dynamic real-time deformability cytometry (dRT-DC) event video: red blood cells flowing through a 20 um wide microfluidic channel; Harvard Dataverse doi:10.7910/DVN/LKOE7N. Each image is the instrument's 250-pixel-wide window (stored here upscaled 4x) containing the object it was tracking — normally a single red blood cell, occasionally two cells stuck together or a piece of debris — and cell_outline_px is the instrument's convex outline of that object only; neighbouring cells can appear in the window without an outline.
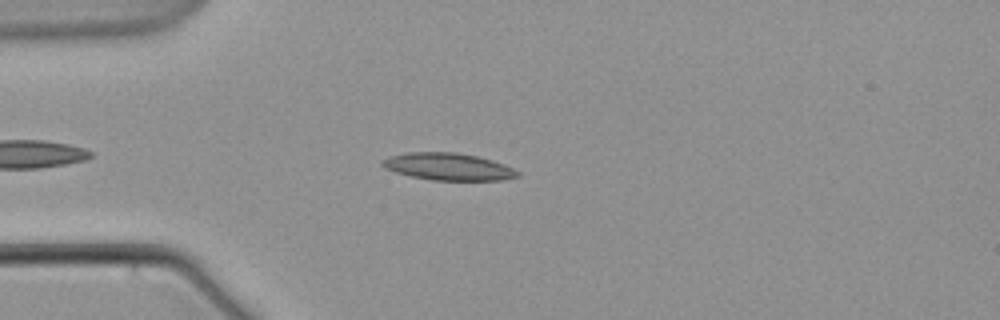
{"species": "common noctule bat (a hibernating species)", "species_latin": "Nyctalus noctula", "temperature_condition": "warm", "stored_images_in_passage": 9, "camera_frame_rate_fps": 3000, "um_per_image_px": 0.085, "animal": {"sex": "male", "body_mass_g": 21.5, "forearm_length_mm": 52.0}, "frame": {"image": 1, "passage_image": 4, "time_ms": 4.333, "image_size_px": [1000, 320], "cell_outline_px": [[520, 176], [504, 180], [432, 180], [412, 176], [396, 172], [384, 168], [380, 164], [380, 160], [388, 156], [408, 152], [456, 152], [476, 156], [492, 160], [504, 164], [520, 172]], "centroid_in_image_um": [38.08, 14.16], "position_along_channel_um": 46.9, "area_um2": 21.5}}
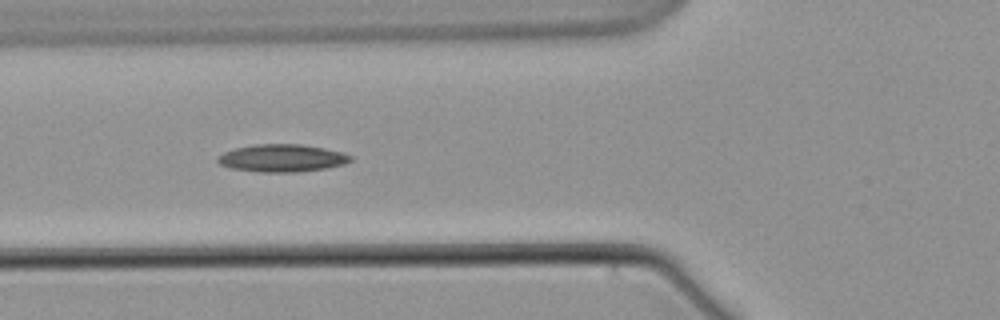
{"frame": {"image": 2, "passage_image": 6, "time_ms": 6.667, "image_size_px": [1000, 320], "cell_outline_px": [[352, 160], [344, 164], [328, 168], [296, 172], [260, 172], [232, 168], [220, 164], [216, 160], [224, 152], [236, 148], [256, 144], [300, 144], [324, 148], [340, 152], [352, 156]], "centroid_in_image_um": [23.99, 13.44], "position_along_channel_um": 101.8, "area_um2": 21.15}}
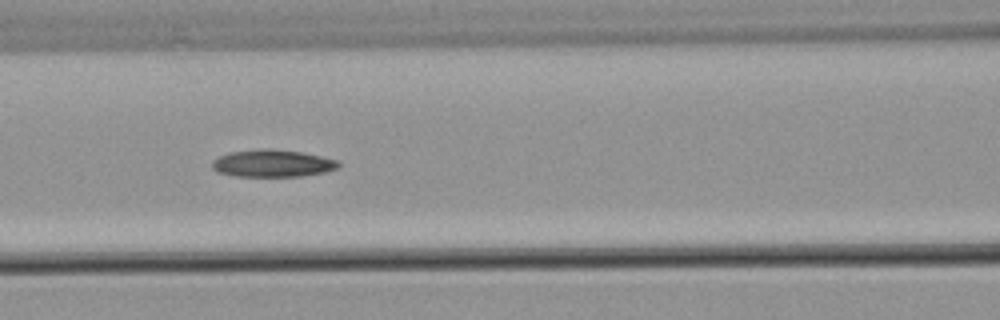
{"frame": {"image": 3, "passage_image": 7, "time_ms": 8.0, "image_size_px": [1000, 320], "cell_outline_px": [[340, 168], [324, 172], [300, 176], [236, 176], [216, 172], [212, 168], [212, 160], [228, 152], [264, 148], [268, 148], [300, 152], [320, 156], [336, 160], [340, 164]], "centroid_in_image_um": [23.13, 13.88], "position_along_channel_um": 143.5, "area_um2": 20.06}}